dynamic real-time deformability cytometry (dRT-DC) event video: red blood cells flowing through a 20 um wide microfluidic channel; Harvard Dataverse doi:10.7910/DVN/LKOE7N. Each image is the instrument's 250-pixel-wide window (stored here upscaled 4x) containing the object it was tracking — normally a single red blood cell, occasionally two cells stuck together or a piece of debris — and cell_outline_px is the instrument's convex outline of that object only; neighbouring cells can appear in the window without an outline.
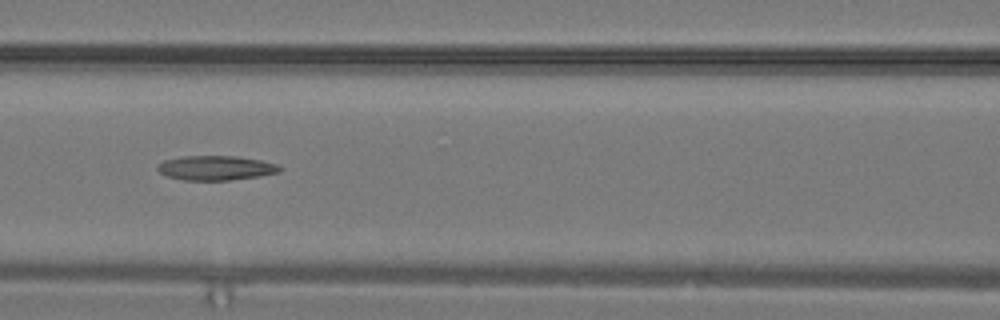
{"species": "common noctule bat (a hibernating species)", "species_latin": "Nyctalus noctula", "temperature_condition": "warm", "stored_images_in_passage": 30, "camera_frame_rate_fps": 3000, "um_per_image_px": 0.085, "animal": {"sex": "male", "body_mass_g": 19.2, "forearm_length_mm": 51.8}, "frame": {"image": 1, "passage_image": 13, "time_ms": 4.0, "image_size_px": [1000, 320], "cell_outline_px": [[284, 168], [280, 172], [260, 176], [228, 180], [184, 180], [168, 176], [160, 172], [156, 168], [164, 160], [184, 156], [236, 156], [260, 160], [276, 164]], "centroid_in_image_um": [18.38, 14.27], "position_along_channel_um": 148.2, "area_um2": 17.34}}